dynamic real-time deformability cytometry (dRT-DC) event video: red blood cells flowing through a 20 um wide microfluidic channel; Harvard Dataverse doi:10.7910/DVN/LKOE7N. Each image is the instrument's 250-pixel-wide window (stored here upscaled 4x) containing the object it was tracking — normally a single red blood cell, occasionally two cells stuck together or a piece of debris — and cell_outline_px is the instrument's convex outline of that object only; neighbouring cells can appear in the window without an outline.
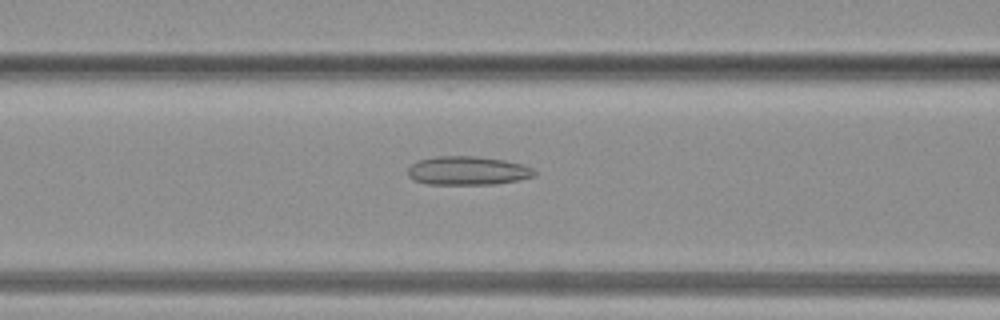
{"species": "common noctule bat (a hibernating species)", "species_latin": "Nyctalus noctula", "temperature_condition": "warm", "stored_images_in_passage": 37, "camera_frame_rate_fps": 3000, "um_per_image_px": 0.085, "animal": {"sex": "female", "body_mass_g": 19.3, "forearm_length_mm": 54.1}, "frame": {"image": 1, "passage_image": 15, "time_ms": 4.667, "image_size_px": [1000, 320], "cell_outline_px": [[536, 176], [520, 180], [496, 184], [428, 184], [412, 180], [408, 176], [408, 168], [412, 164], [420, 160], [436, 156], [476, 156], [504, 160], [524, 164], [532, 168], [536, 172]], "centroid_in_image_um": [39.78, 14.51], "position_along_channel_um": 126.8, "area_um2": 21.33}}
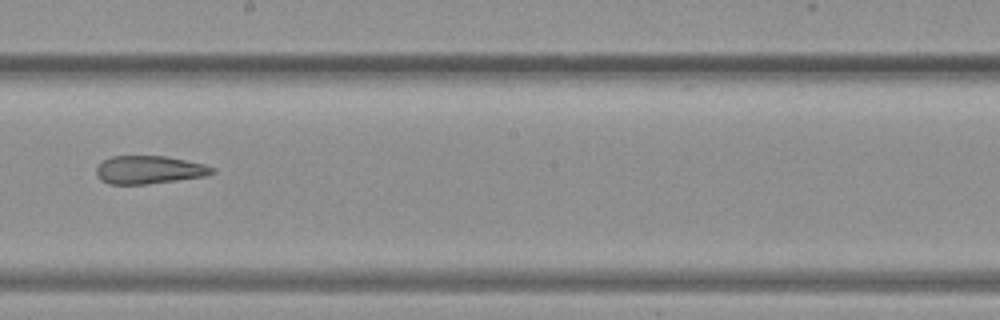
{"frame": {"image": 2, "passage_image": 21, "time_ms": 6.667, "image_size_px": [1000, 320], "cell_outline_px": [[216, 172], [204, 176], [176, 180], [144, 184], [108, 184], [100, 180], [96, 176], [96, 168], [104, 160], [112, 156], [168, 156], [204, 164], [216, 168]], "centroid_in_image_um": [12.67, 14.43], "position_along_channel_um": 235.5, "area_um2": 18.96}}
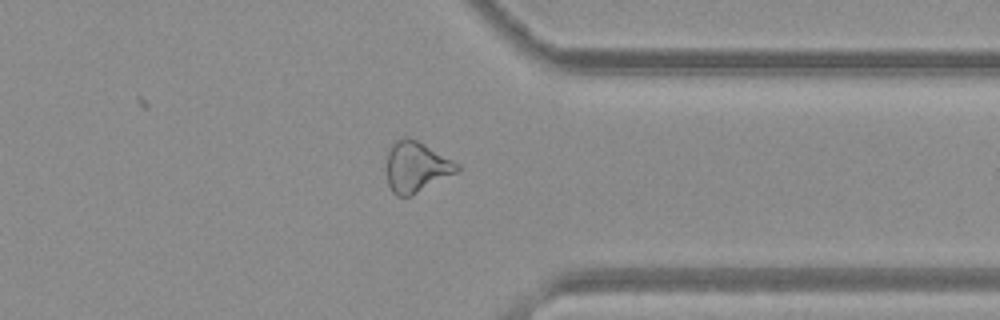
{"frame": {"image": 3, "passage_image": 29, "time_ms": 9.333, "image_size_px": [1000, 320], "cell_outline_px": [[460, 172], [412, 196], [396, 196], [392, 192], [388, 184], [388, 148], [396, 140], [404, 136], [408, 136], [424, 144], [460, 164]], "centroid_in_image_um": [35.42, 14.2], "position_along_channel_um": 376.0, "area_um2": 21.04}}